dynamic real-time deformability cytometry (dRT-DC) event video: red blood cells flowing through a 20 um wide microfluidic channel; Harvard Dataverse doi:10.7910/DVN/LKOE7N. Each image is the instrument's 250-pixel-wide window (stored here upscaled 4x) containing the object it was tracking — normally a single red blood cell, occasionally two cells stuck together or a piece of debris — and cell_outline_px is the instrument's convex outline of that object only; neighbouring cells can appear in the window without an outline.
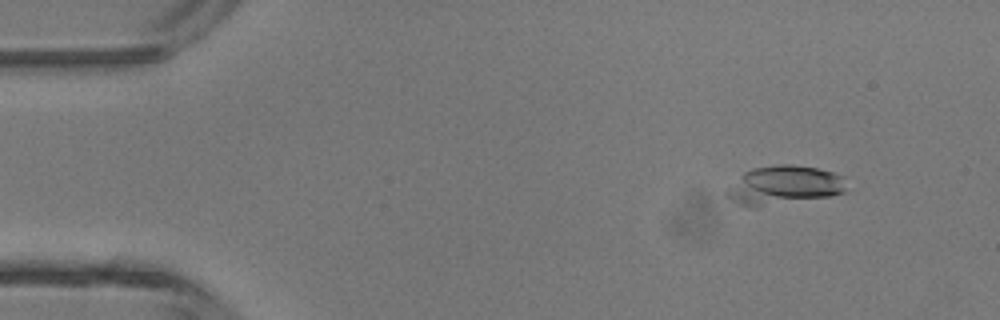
{"species": "common noctule bat (a hibernating species)", "species_latin": "Nyctalus noctula", "temperature_condition": "room temperature", "stored_images_in_passage": 46, "camera_frame_rate_fps": 3000, "um_per_image_px": 0.085, "animal": {"sex": "male", "body_mass_g": 13.3}, "frame": {"image": 1, "passage_image": 5, "time_ms": 1.333, "image_size_px": [1000, 320], "cell_outline_px": [[848, 192], [828, 196], [756, 208], [740, 204], [724, 196], [724, 192], [744, 172], [752, 168], [780, 164], [792, 164], [816, 168], [832, 172], [844, 176]], "centroid_in_image_um": [66.64, 15.75], "position_along_channel_um": 18.4, "area_um2": 27.28}}
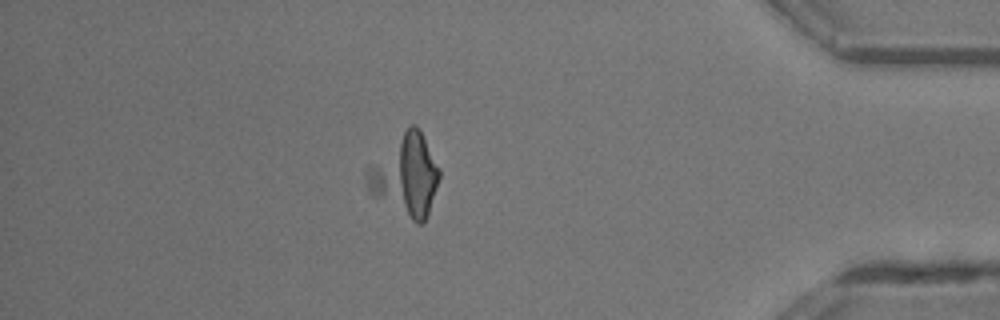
{"frame": {"image": 2, "passage_image": 40, "time_ms": 13.0, "image_size_px": [1000, 320], "cell_outline_px": [[440, 176], [428, 216], [424, 224], [416, 224], [376, 196], [368, 188], [368, 164], [408, 124], [416, 124], [420, 128], [440, 168]], "centroid_in_image_um": [34.51, 14.85], "position_along_channel_um": 400.7, "area_um2": 34.28}}